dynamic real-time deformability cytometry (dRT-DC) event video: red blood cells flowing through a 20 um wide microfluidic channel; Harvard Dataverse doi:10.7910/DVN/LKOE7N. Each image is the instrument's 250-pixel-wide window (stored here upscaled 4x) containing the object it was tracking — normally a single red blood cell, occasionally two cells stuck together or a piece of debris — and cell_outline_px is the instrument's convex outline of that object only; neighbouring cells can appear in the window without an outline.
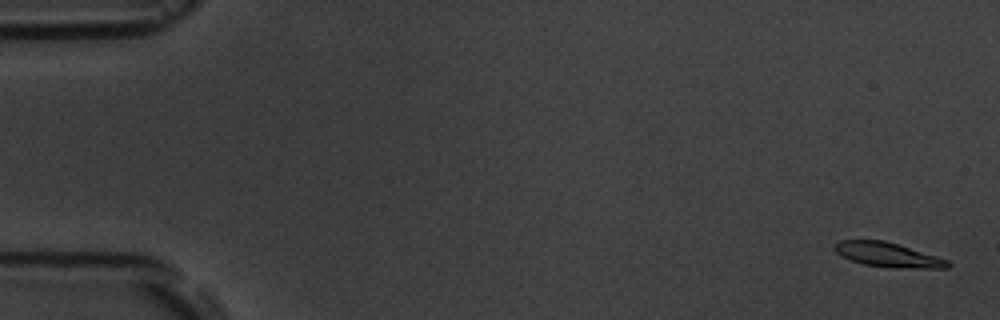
{"species": "common noctule bat (a hibernating species)", "species_latin": "Nyctalus noctula", "temperature_condition": "room temperature", "stored_images_in_passage": 10, "camera_frame_rate_fps": 3000, "um_per_image_px": 0.085, "animal": {"sex": "male", "body_mass_g": 19.5, "forearm_length_mm": 54.6}, "frame": {"image": 1, "passage_image": 1, "time_ms": 0.0, "image_size_px": [1000, 320], "cell_outline_px": [[952, 264], [948, 268], [896, 268], [864, 264], [852, 260], [836, 252], [832, 244], [840, 240], [884, 240], [936, 256], [948, 260]], "centroid_in_image_um": [75.48, 21.65], "position_along_channel_um": 9.5, "area_um2": 15.95}}
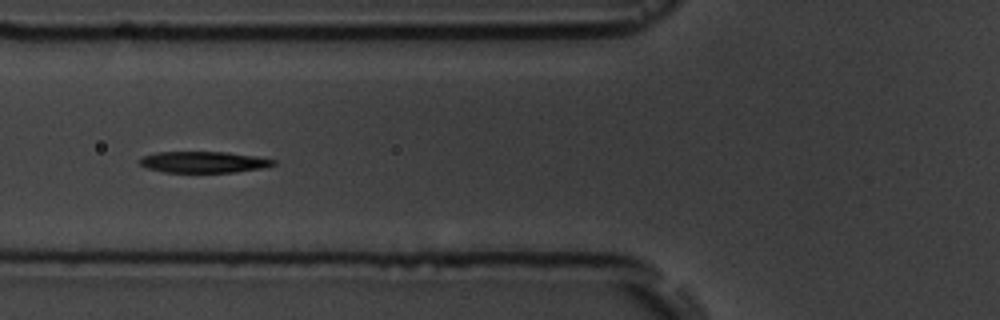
{"frame": {"image": 2, "passage_image": 6, "time_ms": 6.667, "image_size_px": [1000, 320], "cell_outline_px": [[276, 164], [260, 168], [236, 172], [164, 172], [148, 168], [140, 164], [140, 156], [156, 152], [228, 152], [256, 156], [276, 160]], "centroid_in_image_um": [17.29, 13.77], "position_along_channel_um": 108.5, "area_um2": 16.53}}
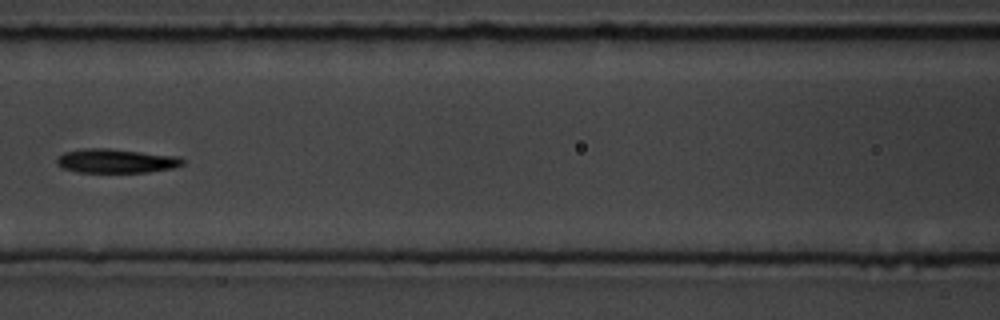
{"frame": {"image": 3, "passage_image": 7, "time_ms": 8.0, "image_size_px": [1000, 320], "cell_outline_px": [[184, 164], [172, 168], [148, 172], [76, 172], [60, 168], [56, 164], [56, 160], [64, 152], [88, 148], [108, 148], [180, 156], [184, 160]], "centroid_in_image_um": [9.86, 13.68], "position_along_channel_um": 156.7, "area_um2": 17.74}}